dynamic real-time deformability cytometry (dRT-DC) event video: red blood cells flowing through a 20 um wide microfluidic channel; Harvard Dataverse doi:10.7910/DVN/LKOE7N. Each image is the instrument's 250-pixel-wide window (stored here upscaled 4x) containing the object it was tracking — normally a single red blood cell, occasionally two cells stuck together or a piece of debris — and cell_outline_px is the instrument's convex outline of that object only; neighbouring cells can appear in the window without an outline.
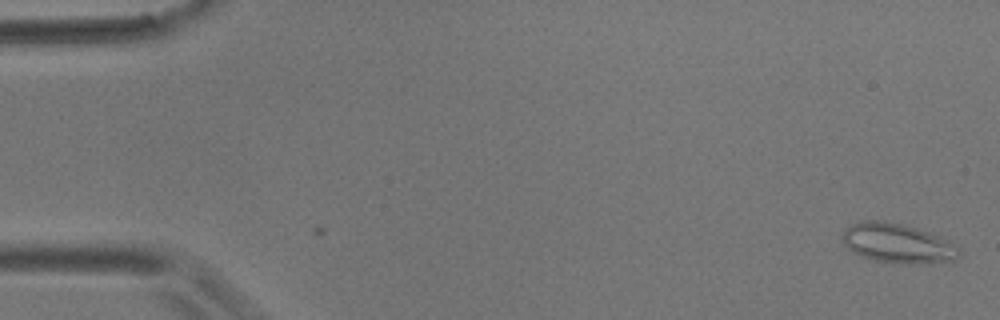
{"species": "common noctule bat (a hibernating species)", "species_latin": "Nyctalus noctula", "temperature_condition": "room temperature", "stored_images_in_passage": 2, "camera_frame_rate_fps": 3000, "um_per_image_px": 0.085, "animal": {"sex": "male", "body_mass_g": 17.9}, "frame": {"image": 1, "passage_image": 2, "time_ms": 1.0, "image_size_px": [1000, 320], "cell_outline_px": [[960, 256], [952, 260], [876, 260], [860, 256], [852, 252], [844, 244], [840, 236], [840, 232], [848, 224], [860, 220], [880, 220], [900, 224], [916, 228], [928, 232], [960, 248]], "centroid_in_image_um": [76.12, 20.59], "position_along_channel_um": 8.9, "area_um2": 25.61}}